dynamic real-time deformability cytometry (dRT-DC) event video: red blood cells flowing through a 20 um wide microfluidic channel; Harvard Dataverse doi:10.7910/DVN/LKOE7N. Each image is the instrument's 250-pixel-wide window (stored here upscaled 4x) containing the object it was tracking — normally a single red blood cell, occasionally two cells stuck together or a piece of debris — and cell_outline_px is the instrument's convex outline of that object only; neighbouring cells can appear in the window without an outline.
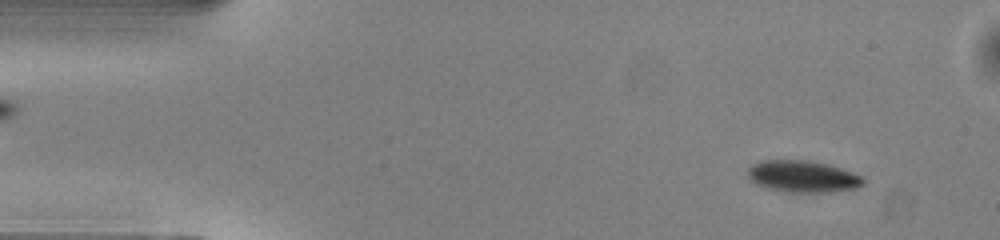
{"species": "common noctule bat (a hibernating species)", "species_latin": "Nyctalus noctula", "temperature_condition": "warm", "stored_images_in_passage": 47, "camera_frame_rate_fps": 3000, "um_per_image_px": 0.085, "animal": {"sex": "male", "body_mass_g": 13.0, "forearm_length_mm": 53.1}, "frame": {"image": 1, "passage_image": 2, "time_ms": 0.333, "image_size_px": [1000, 240], "cell_outline_px": [[864, 184], [856, 188], [828, 192], [792, 192], [768, 188], [756, 184], [748, 180], [748, 168], [752, 164], [760, 160], [808, 160], [828, 164], [852, 172], [860, 176], [864, 180]], "centroid_in_image_um": [68.2, 14.99], "position_along_channel_um": 16.8, "area_um2": 21.33}}
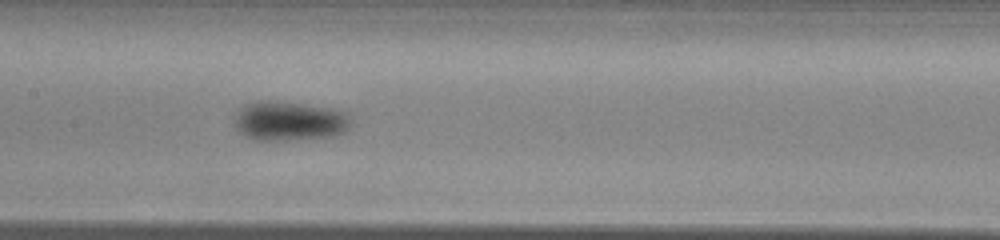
{"frame": {"image": 2, "passage_image": 21, "time_ms": 6.667, "image_size_px": [1000, 240], "cell_outline_px": [[352, 124], [344, 132], [332, 136], [284, 140], [256, 140], [240, 132], [236, 128], [236, 112], [244, 104], [256, 100], [276, 100], [332, 108], [348, 112], [352, 120]], "centroid_in_image_um": [24.63, 10.26], "position_along_channel_um": 182.8, "area_um2": 26.99}}
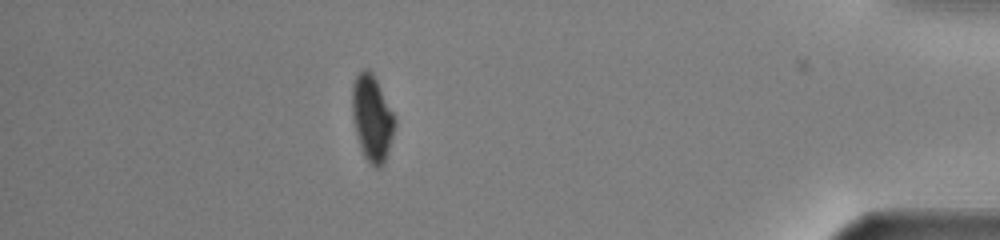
{"frame": {"image": 3, "passage_image": 41, "time_ms": 13.333, "image_size_px": [1000, 240], "cell_outline_px": [[396, 124], [384, 160], [380, 168], [376, 168], [364, 156], [356, 132], [352, 116], [352, 84], [356, 76], [364, 68], [368, 68], [372, 72], [396, 116]], "centroid_in_image_um": [31.63, 9.98], "position_along_channel_um": 403.6, "area_um2": 21.1}, "authors_computed_cell_mechanics": {"area_um2": 23.2356, "velocity_mm_per_s": 4.0974, "shape_relaxation_time_tau1_ms": 2.5756, "shape_relaxation_time_tau2_ms": null, "deformation_change_tau1": 0.1025, "deformation_change_tau2": null}}